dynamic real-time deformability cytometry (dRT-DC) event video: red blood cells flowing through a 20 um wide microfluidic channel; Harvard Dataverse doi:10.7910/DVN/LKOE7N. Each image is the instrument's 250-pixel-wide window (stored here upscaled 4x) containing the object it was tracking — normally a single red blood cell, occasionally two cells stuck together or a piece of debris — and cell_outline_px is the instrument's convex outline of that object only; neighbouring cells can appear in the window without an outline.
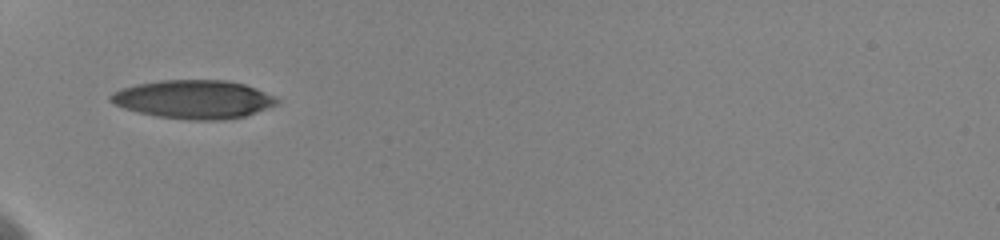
{"species": "human", "species_latin": "Homo sapiens", "temperature_condition": "cold", "stored_images_in_passage": 14, "camera_frame_rate_fps": 3000, "um_per_image_px": 0.085, "donor": {"sex": "female"}, "frame": {"image": 1, "passage_image": 1, "time_ms": 0.0, "image_size_px": [1000, 240], "cell_outline_px": [[280, 100], [276, 104], [256, 112], [244, 116], [224, 120], [188, 120], [156, 116], [124, 108], [108, 100], [108, 96], [112, 92], [120, 88], [136, 84], [160, 80], [224, 80], [244, 84], [256, 88], [276, 96]], "centroid_in_image_um": [16.45, 8.44], "position_along_channel_um": 68.6, "area_um2": 37.4}}
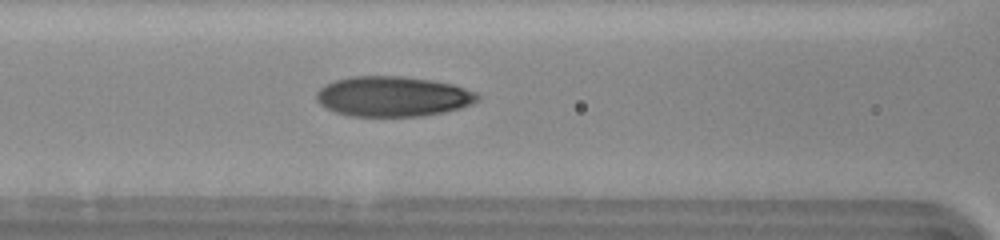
{"frame": {"image": 2, "passage_image": 9, "time_ms": 2.0, "image_size_px": [1000, 240], "cell_outline_px": [[480, 96], [472, 104], [460, 108], [444, 112], [424, 116], [352, 116], [336, 112], [320, 104], [316, 100], [316, 92], [324, 84], [336, 80], [352, 76], [404, 76], [432, 80], [452, 84], [476, 92]], "centroid_in_image_um": [33.39, 8.19], "position_along_channel_um": 133.2, "area_um2": 37.74}}